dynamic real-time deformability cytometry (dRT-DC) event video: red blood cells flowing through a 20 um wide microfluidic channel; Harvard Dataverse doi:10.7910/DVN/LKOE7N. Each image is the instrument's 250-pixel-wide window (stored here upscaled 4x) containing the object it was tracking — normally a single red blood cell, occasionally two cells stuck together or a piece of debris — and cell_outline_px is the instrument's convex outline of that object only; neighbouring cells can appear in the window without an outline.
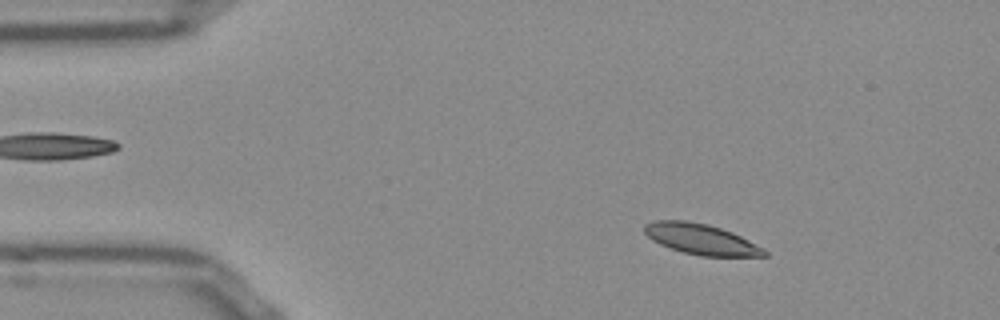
{"species": "Egyptian fruit bat (a non-hibernating species)", "species_latin": "Rousettus aegyptiacus", "temperature_condition": "room temperature", "stored_images_in_passage": 52, "camera_frame_rate_fps": 3000, "um_per_image_px": 0.085, "frame": {"image": 1, "passage_image": 7, "time_ms": 2.0, "image_size_px": [1000, 320], "cell_outline_px": [[768, 256], [700, 256], [684, 252], [660, 244], [652, 240], [644, 232], [644, 224], [656, 220], [684, 220], [708, 224], [732, 232], [764, 248], [768, 252]], "centroid_in_image_um": [59.59, 20.33], "position_along_channel_um": 25.4, "area_um2": 21.27}}
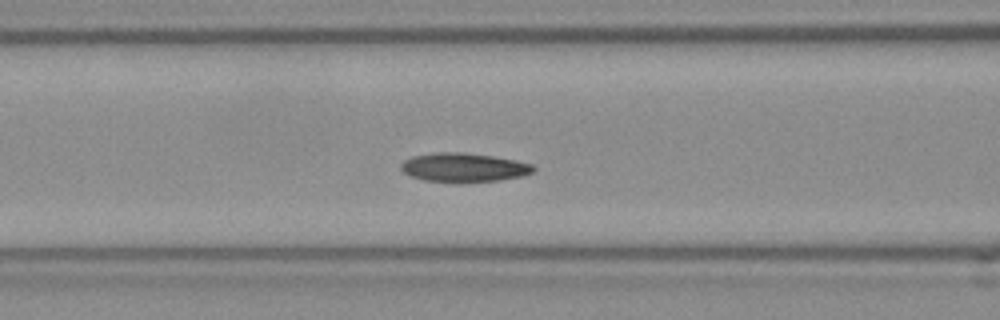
{"frame": {"image": 2, "passage_image": 20, "time_ms": 6.333, "image_size_px": [1000, 320], "cell_outline_px": [[536, 168], [532, 172], [524, 176], [500, 180], [460, 184], [424, 180], [412, 176], [404, 172], [400, 168], [400, 164], [404, 160], [412, 156], [436, 152], [464, 152], [492, 156], [532, 164]], "centroid_in_image_um": [39.4, 14.25], "position_along_channel_um": 127.2, "area_um2": 22.72}}
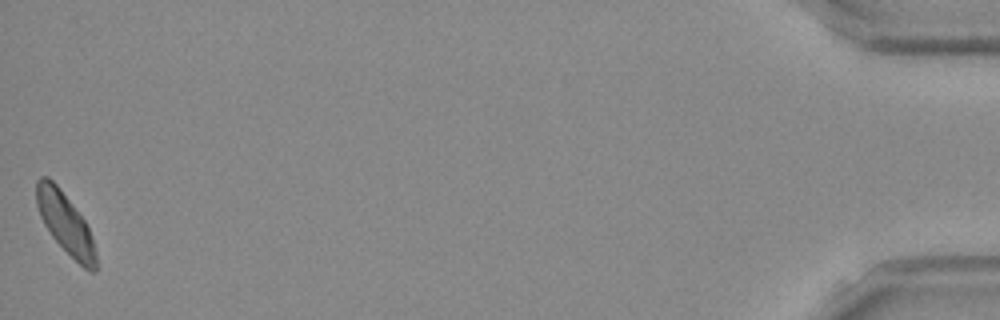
{"frame": {"image": 3, "passage_image": 52, "time_ms": 17.0, "image_size_px": [1000, 320], "cell_outline_px": [[96, 272], [92, 272], [84, 268], [52, 236], [44, 224], [40, 216], [36, 204], [36, 180], [40, 176], [48, 176], [60, 188], [84, 220], [92, 236], [96, 256]], "centroid_in_image_um": [5.53, 18.94], "position_along_channel_um": 429.7, "area_um2": 20.69}, "authors_computed_cell_mechanics": {"area_um2": 21.2415, "velocity_mm_per_s": 3.7844, "shape_relaxation_time_tau1_ms": 6.5244, "shape_relaxation_time_tau2_ms": 9.8808, "deformation_change_tau1": 0.1356, "deformation_change_tau2": 0.1575}}